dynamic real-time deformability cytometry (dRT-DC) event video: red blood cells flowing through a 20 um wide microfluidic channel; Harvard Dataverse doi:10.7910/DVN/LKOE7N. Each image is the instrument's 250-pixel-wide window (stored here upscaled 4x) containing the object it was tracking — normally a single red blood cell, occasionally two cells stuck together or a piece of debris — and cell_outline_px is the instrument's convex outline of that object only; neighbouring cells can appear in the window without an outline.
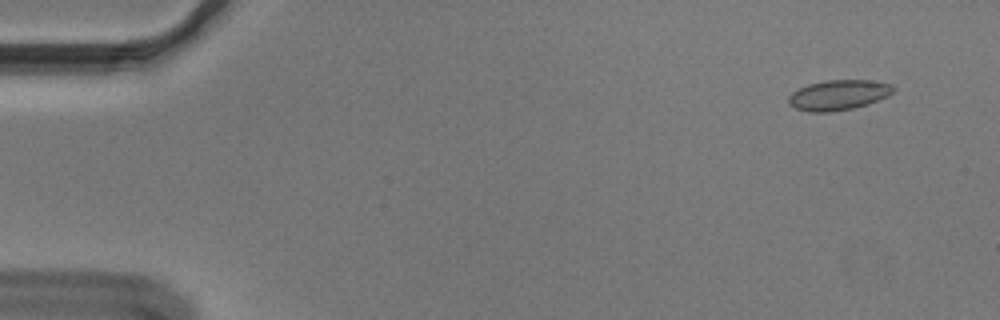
{"species": "Egyptian fruit bat (a non-hibernating species)", "species_latin": "Rousettus aegyptiacus", "temperature_condition": "cold", "stored_images_in_passage": 17, "camera_frame_rate_fps": 3000, "um_per_image_px": 0.085, "animal": {"sex": "male"}, "frame": {"image": 1, "passage_image": 3, "time_ms": 0.667, "image_size_px": [1000, 320], "cell_outline_px": [[896, 88], [888, 96], [852, 108], [828, 112], [808, 112], [796, 108], [788, 104], [788, 96], [792, 92], [808, 84], [824, 80], [868, 80], [892, 84]], "centroid_in_image_um": [71.23, 8.06], "position_along_channel_um": 13.8, "area_um2": 18.26}}
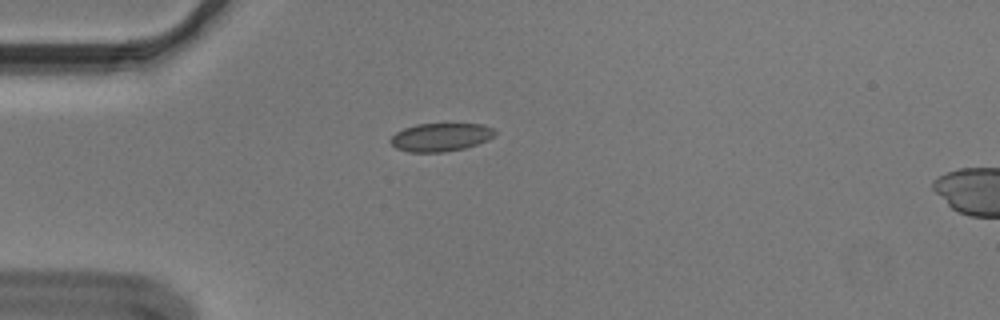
{"frame": {"image": 2, "passage_image": 14, "time_ms": 4.333, "image_size_px": [1000, 320], "cell_outline_px": [[496, 132], [488, 140], [464, 148], [444, 152], [408, 152], [396, 148], [388, 140], [396, 132], [404, 128], [416, 124], [480, 124], [492, 128]], "centroid_in_image_um": [37.41, 11.66], "position_along_channel_um": 47.6, "area_um2": 17.05}}